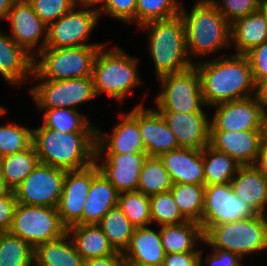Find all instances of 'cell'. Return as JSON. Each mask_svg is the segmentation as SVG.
<instances>
[{"instance_id": "obj_1", "label": "cell", "mask_w": 267, "mask_h": 266, "mask_svg": "<svg viewBox=\"0 0 267 266\" xmlns=\"http://www.w3.org/2000/svg\"><path fill=\"white\" fill-rule=\"evenodd\" d=\"M202 97L206 106L251 97L257 94V85L247 57L235 54L229 58L196 63ZM252 90V91H251ZM250 95V96H249Z\"/></svg>"}, {"instance_id": "obj_2", "label": "cell", "mask_w": 267, "mask_h": 266, "mask_svg": "<svg viewBox=\"0 0 267 266\" xmlns=\"http://www.w3.org/2000/svg\"><path fill=\"white\" fill-rule=\"evenodd\" d=\"M32 145L39 162L78 170L94 163L96 132L64 133L42 126L32 129Z\"/></svg>"}, {"instance_id": "obj_3", "label": "cell", "mask_w": 267, "mask_h": 266, "mask_svg": "<svg viewBox=\"0 0 267 266\" xmlns=\"http://www.w3.org/2000/svg\"><path fill=\"white\" fill-rule=\"evenodd\" d=\"M188 53L205 56L230 47L231 24L210 0H198L188 14L181 7Z\"/></svg>"}, {"instance_id": "obj_4", "label": "cell", "mask_w": 267, "mask_h": 266, "mask_svg": "<svg viewBox=\"0 0 267 266\" xmlns=\"http://www.w3.org/2000/svg\"><path fill=\"white\" fill-rule=\"evenodd\" d=\"M139 27L148 28L150 31L148 33L149 50L157 79L194 66V63L188 59L186 30L180 14L166 20L149 21Z\"/></svg>"}, {"instance_id": "obj_5", "label": "cell", "mask_w": 267, "mask_h": 266, "mask_svg": "<svg viewBox=\"0 0 267 266\" xmlns=\"http://www.w3.org/2000/svg\"><path fill=\"white\" fill-rule=\"evenodd\" d=\"M102 46L98 51L92 70L96 96L103 92L113 99L123 101L126 95L140 83L137 74V58L127 56L117 46L106 51Z\"/></svg>"}, {"instance_id": "obj_6", "label": "cell", "mask_w": 267, "mask_h": 266, "mask_svg": "<svg viewBox=\"0 0 267 266\" xmlns=\"http://www.w3.org/2000/svg\"><path fill=\"white\" fill-rule=\"evenodd\" d=\"M212 248L231 251L243 258L267 250V215L255 216L211 226L204 241Z\"/></svg>"}, {"instance_id": "obj_7", "label": "cell", "mask_w": 267, "mask_h": 266, "mask_svg": "<svg viewBox=\"0 0 267 266\" xmlns=\"http://www.w3.org/2000/svg\"><path fill=\"white\" fill-rule=\"evenodd\" d=\"M103 45L44 48L34 57L33 78L67 80L92 76L96 55Z\"/></svg>"}, {"instance_id": "obj_8", "label": "cell", "mask_w": 267, "mask_h": 266, "mask_svg": "<svg viewBox=\"0 0 267 266\" xmlns=\"http://www.w3.org/2000/svg\"><path fill=\"white\" fill-rule=\"evenodd\" d=\"M9 232L35 249L62 237L67 233V227L61 222L57 208L18 203Z\"/></svg>"}, {"instance_id": "obj_9", "label": "cell", "mask_w": 267, "mask_h": 266, "mask_svg": "<svg viewBox=\"0 0 267 266\" xmlns=\"http://www.w3.org/2000/svg\"><path fill=\"white\" fill-rule=\"evenodd\" d=\"M157 80L162 86L161 93L155 98L158 111L203 112L205 103L200 75L195 66L182 72L161 76Z\"/></svg>"}, {"instance_id": "obj_10", "label": "cell", "mask_w": 267, "mask_h": 266, "mask_svg": "<svg viewBox=\"0 0 267 266\" xmlns=\"http://www.w3.org/2000/svg\"><path fill=\"white\" fill-rule=\"evenodd\" d=\"M66 170L39 162L13 192L18 203L56 208Z\"/></svg>"}, {"instance_id": "obj_11", "label": "cell", "mask_w": 267, "mask_h": 266, "mask_svg": "<svg viewBox=\"0 0 267 266\" xmlns=\"http://www.w3.org/2000/svg\"><path fill=\"white\" fill-rule=\"evenodd\" d=\"M257 215L253 208L237 196L231 183L205 185L201 228L205 233L211 226Z\"/></svg>"}, {"instance_id": "obj_12", "label": "cell", "mask_w": 267, "mask_h": 266, "mask_svg": "<svg viewBox=\"0 0 267 266\" xmlns=\"http://www.w3.org/2000/svg\"><path fill=\"white\" fill-rule=\"evenodd\" d=\"M40 108H68L96 97L92 76L67 80L41 79L38 85L30 89Z\"/></svg>"}, {"instance_id": "obj_13", "label": "cell", "mask_w": 267, "mask_h": 266, "mask_svg": "<svg viewBox=\"0 0 267 266\" xmlns=\"http://www.w3.org/2000/svg\"><path fill=\"white\" fill-rule=\"evenodd\" d=\"M75 5L57 21L47 26V40L45 48H66L100 44H87L88 37L96 26L100 17L94 9L76 10Z\"/></svg>"}, {"instance_id": "obj_14", "label": "cell", "mask_w": 267, "mask_h": 266, "mask_svg": "<svg viewBox=\"0 0 267 266\" xmlns=\"http://www.w3.org/2000/svg\"><path fill=\"white\" fill-rule=\"evenodd\" d=\"M215 115L210 131H248L262 129L263 107L256 95L212 106Z\"/></svg>"}, {"instance_id": "obj_15", "label": "cell", "mask_w": 267, "mask_h": 266, "mask_svg": "<svg viewBox=\"0 0 267 266\" xmlns=\"http://www.w3.org/2000/svg\"><path fill=\"white\" fill-rule=\"evenodd\" d=\"M92 181L93 163L82 169L66 170L63 191L56 208L67 228L82 224V212Z\"/></svg>"}, {"instance_id": "obj_16", "label": "cell", "mask_w": 267, "mask_h": 266, "mask_svg": "<svg viewBox=\"0 0 267 266\" xmlns=\"http://www.w3.org/2000/svg\"><path fill=\"white\" fill-rule=\"evenodd\" d=\"M122 121L111 135L96 129V149L94 161L104 153L126 154L127 152H145L142 135L138 128V105L128 114H120Z\"/></svg>"}, {"instance_id": "obj_17", "label": "cell", "mask_w": 267, "mask_h": 266, "mask_svg": "<svg viewBox=\"0 0 267 266\" xmlns=\"http://www.w3.org/2000/svg\"><path fill=\"white\" fill-rule=\"evenodd\" d=\"M5 20L10 22L11 35L18 45L22 46L29 54L36 57L31 51L39 43L43 33V43L38 52L45 48L47 40V25L34 12L28 0H15Z\"/></svg>"}, {"instance_id": "obj_18", "label": "cell", "mask_w": 267, "mask_h": 266, "mask_svg": "<svg viewBox=\"0 0 267 266\" xmlns=\"http://www.w3.org/2000/svg\"><path fill=\"white\" fill-rule=\"evenodd\" d=\"M102 164H97L99 172L116 188L118 193L137 191L140 172L148 158L146 152L126 154L105 153Z\"/></svg>"}, {"instance_id": "obj_19", "label": "cell", "mask_w": 267, "mask_h": 266, "mask_svg": "<svg viewBox=\"0 0 267 266\" xmlns=\"http://www.w3.org/2000/svg\"><path fill=\"white\" fill-rule=\"evenodd\" d=\"M181 148L203 149L209 144L210 121L204 112L159 111Z\"/></svg>"}, {"instance_id": "obj_20", "label": "cell", "mask_w": 267, "mask_h": 266, "mask_svg": "<svg viewBox=\"0 0 267 266\" xmlns=\"http://www.w3.org/2000/svg\"><path fill=\"white\" fill-rule=\"evenodd\" d=\"M262 143L261 130L210 131L209 145L241 166L254 165Z\"/></svg>"}, {"instance_id": "obj_21", "label": "cell", "mask_w": 267, "mask_h": 266, "mask_svg": "<svg viewBox=\"0 0 267 266\" xmlns=\"http://www.w3.org/2000/svg\"><path fill=\"white\" fill-rule=\"evenodd\" d=\"M138 128L148 156L159 157L165 152L180 148L174 133L158 110L145 109L139 104Z\"/></svg>"}, {"instance_id": "obj_22", "label": "cell", "mask_w": 267, "mask_h": 266, "mask_svg": "<svg viewBox=\"0 0 267 266\" xmlns=\"http://www.w3.org/2000/svg\"><path fill=\"white\" fill-rule=\"evenodd\" d=\"M175 183L205 185L203 149L177 148L159 156Z\"/></svg>"}, {"instance_id": "obj_23", "label": "cell", "mask_w": 267, "mask_h": 266, "mask_svg": "<svg viewBox=\"0 0 267 266\" xmlns=\"http://www.w3.org/2000/svg\"><path fill=\"white\" fill-rule=\"evenodd\" d=\"M118 194L94 162L93 181L85 200L82 224H97L111 208L117 206Z\"/></svg>"}, {"instance_id": "obj_24", "label": "cell", "mask_w": 267, "mask_h": 266, "mask_svg": "<svg viewBox=\"0 0 267 266\" xmlns=\"http://www.w3.org/2000/svg\"><path fill=\"white\" fill-rule=\"evenodd\" d=\"M34 57L9 35L0 31V75L13 85H20L33 74Z\"/></svg>"}, {"instance_id": "obj_25", "label": "cell", "mask_w": 267, "mask_h": 266, "mask_svg": "<svg viewBox=\"0 0 267 266\" xmlns=\"http://www.w3.org/2000/svg\"><path fill=\"white\" fill-rule=\"evenodd\" d=\"M230 183L234 193L257 214L266 215L267 178L254 165L240 166Z\"/></svg>"}, {"instance_id": "obj_26", "label": "cell", "mask_w": 267, "mask_h": 266, "mask_svg": "<svg viewBox=\"0 0 267 266\" xmlns=\"http://www.w3.org/2000/svg\"><path fill=\"white\" fill-rule=\"evenodd\" d=\"M123 255L125 260L162 266L166 252L161 243L160 229L157 232L148 226L135 228Z\"/></svg>"}, {"instance_id": "obj_27", "label": "cell", "mask_w": 267, "mask_h": 266, "mask_svg": "<svg viewBox=\"0 0 267 266\" xmlns=\"http://www.w3.org/2000/svg\"><path fill=\"white\" fill-rule=\"evenodd\" d=\"M70 241L85 261L90 258L113 255L116 251L97 224H79L67 228Z\"/></svg>"}, {"instance_id": "obj_28", "label": "cell", "mask_w": 267, "mask_h": 266, "mask_svg": "<svg viewBox=\"0 0 267 266\" xmlns=\"http://www.w3.org/2000/svg\"><path fill=\"white\" fill-rule=\"evenodd\" d=\"M70 236L42 243L35 248L34 266H84V260L75 249ZM68 241V242H67Z\"/></svg>"}, {"instance_id": "obj_29", "label": "cell", "mask_w": 267, "mask_h": 266, "mask_svg": "<svg viewBox=\"0 0 267 266\" xmlns=\"http://www.w3.org/2000/svg\"><path fill=\"white\" fill-rule=\"evenodd\" d=\"M267 40V25L259 11L240 18L231 24V46L236 54H246Z\"/></svg>"}, {"instance_id": "obj_30", "label": "cell", "mask_w": 267, "mask_h": 266, "mask_svg": "<svg viewBox=\"0 0 267 266\" xmlns=\"http://www.w3.org/2000/svg\"><path fill=\"white\" fill-rule=\"evenodd\" d=\"M160 235L166 254L200 251L195 249V241H204L200 223L192 220L176 225H162Z\"/></svg>"}, {"instance_id": "obj_31", "label": "cell", "mask_w": 267, "mask_h": 266, "mask_svg": "<svg viewBox=\"0 0 267 266\" xmlns=\"http://www.w3.org/2000/svg\"><path fill=\"white\" fill-rule=\"evenodd\" d=\"M38 163V155L32 144L26 150L1 157L0 166L6 186L13 191Z\"/></svg>"}, {"instance_id": "obj_32", "label": "cell", "mask_w": 267, "mask_h": 266, "mask_svg": "<svg viewBox=\"0 0 267 266\" xmlns=\"http://www.w3.org/2000/svg\"><path fill=\"white\" fill-rule=\"evenodd\" d=\"M205 185L230 183L241 166L228 154L209 144L203 148Z\"/></svg>"}, {"instance_id": "obj_33", "label": "cell", "mask_w": 267, "mask_h": 266, "mask_svg": "<svg viewBox=\"0 0 267 266\" xmlns=\"http://www.w3.org/2000/svg\"><path fill=\"white\" fill-rule=\"evenodd\" d=\"M97 225L107 236L114 250L123 253L135 229L123 211L118 206L111 208Z\"/></svg>"}, {"instance_id": "obj_34", "label": "cell", "mask_w": 267, "mask_h": 266, "mask_svg": "<svg viewBox=\"0 0 267 266\" xmlns=\"http://www.w3.org/2000/svg\"><path fill=\"white\" fill-rule=\"evenodd\" d=\"M170 192L182 215L187 220L201 223L205 185L175 183Z\"/></svg>"}, {"instance_id": "obj_35", "label": "cell", "mask_w": 267, "mask_h": 266, "mask_svg": "<svg viewBox=\"0 0 267 266\" xmlns=\"http://www.w3.org/2000/svg\"><path fill=\"white\" fill-rule=\"evenodd\" d=\"M174 182L159 157L148 156L140 172L137 191L147 196L171 191Z\"/></svg>"}, {"instance_id": "obj_36", "label": "cell", "mask_w": 267, "mask_h": 266, "mask_svg": "<svg viewBox=\"0 0 267 266\" xmlns=\"http://www.w3.org/2000/svg\"><path fill=\"white\" fill-rule=\"evenodd\" d=\"M45 112L43 126L64 133L96 132V127L75 109L40 108Z\"/></svg>"}, {"instance_id": "obj_37", "label": "cell", "mask_w": 267, "mask_h": 266, "mask_svg": "<svg viewBox=\"0 0 267 266\" xmlns=\"http://www.w3.org/2000/svg\"><path fill=\"white\" fill-rule=\"evenodd\" d=\"M35 249L10 232L0 233V266H32Z\"/></svg>"}, {"instance_id": "obj_38", "label": "cell", "mask_w": 267, "mask_h": 266, "mask_svg": "<svg viewBox=\"0 0 267 266\" xmlns=\"http://www.w3.org/2000/svg\"><path fill=\"white\" fill-rule=\"evenodd\" d=\"M117 206L135 227H145L151 223L150 198L140 191L118 194Z\"/></svg>"}, {"instance_id": "obj_39", "label": "cell", "mask_w": 267, "mask_h": 266, "mask_svg": "<svg viewBox=\"0 0 267 266\" xmlns=\"http://www.w3.org/2000/svg\"><path fill=\"white\" fill-rule=\"evenodd\" d=\"M177 0H136L135 22L138 26L153 20H166L180 14Z\"/></svg>"}, {"instance_id": "obj_40", "label": "cell", "mask_w": 267, "mask_h": 266, "mask_svg": "<svg viewBox=\"0 0 267 266\" xmlns=\"http://www.w3.org/2000/svg\"><path fill=\"white\" fill-rule=\"evenodd\" d=\"M150 198L151 223L176 225L187 221L182 215L170 191L154 194Z\"/></svg>"}, {"instance_id": "obj_41", "label": "cell", "mask_w": 267, "mask_h": 266, "mask_svg": "<svg viewBox=\"0 0 267 266\" xmlns=\"http://www.w3.org/2000/svg\"><path fill=\"white\" fill-rule=\"evenodd\" d=\"M31 144V129L16 123L0 126V158L26 150Z\"/></svg>"}, {"instance_id": "obj_42", "label": "cell", "mask_w": 267, "mask_h": 266, "mask_svg": "<svg viewBox=\"0 0 267 266\" xmlns=\"http://www.w3.org/2000/svg\"><path fill=\"white\" fill-rule=\"evenodd\" d=\"M34 12L48 26L70 11L76 0H28Z\"/></svg>"}, {"instance_id": "obj_43", "label": "cell", "mask_w": 267, "mask_h": 266, "mask_svg": "<svg viewBox=\"0 0 267 266\" xmlns=\"http://www.w3.org/2000/svg\"><path fill=\"white\" fill-rule=\"evenodd\" d=\"M232 24L236 20L258 11L261 0H210Z\"/></svg>"}, {"instance_id": "obj_44", "label": "cell", "mask_w": 267, "mask_h": 266, "mask_svg": "<svg viewBox=\"0 0 267 266\" xmlns=\"http://www.w3.org/2000/svg\"><path fill=\"white\" fill-rule=\"evenodd\" d=\"M250 64L256 85L267 79V40L244 54Z\"/></svg>"}, {"instance_id": "obj_45", "label": "cell", "mask_w": 267, "mask_h": 266, "mask_svg": "<svg viewBox=\"0 0 267 266\" xmlns=\"http://www.w3.org/2000/svg\"><path fill=\"white\" fill-rule=\"evenodd\" d=\"M136 0H106L105 8L100 12L107 13L122 22H135Z\"/></svg>"}, {"instance_id": "obj_46", "label": "cell", "mask_w": 267, "mask_h": 266, "mask_svg": "<svg viewBox=\"0 0 267 266\" xmlns=\"http://www.w3.org/2000/svg\"><path fill=\"white\" fill-rule=\"evenodd\" d=\"M17 204L13 191L0 197V232H9Z\"/></svg>"}, {"instance_id": "obj_47", "label": "cell", "mask_w": 267, "mask_h": 266, "mask_svg": "<svg viewBox=\"0 0 267 266\" xmlns=\"http://www.w3.org/2000/svg\"><path fill=\"white\" fill-rule=\"evenodd\" d=\"M213 250L214 253L205 258V263L209 266H242L243 263L240 264L242 258L236 253L218 248H213ZM202 264V252L200 251L199 266H202Z\"/></svg>"}, {"instance_id": "obj_48", "label": "cell", "mask_w": 267, "mask_h": 266, "mask_svg": "<svg viewBox=\"0 0 267 266\" xmlns=\"http://www.w3.org/2000/svg\"><path fill=\"white\" fill-rule=\"evenodd\" d=\"M200 251L166 254L162 266H199Z\"/></svg>"}, {"instance_id": "obj_49", "label": "cell", "mask_w": 267, "mask_h": 266, "mask_svg": "<svg viewBox=\"0 0 267 266\" xmlns=\"http://www.w3.org/2000/svg\"><path fill=\"white\" fill-rule=\"evenodd\" d=\"M125 257L121 252L105 257L90 258L84 261V266H125Z\"/></svg>"}, {"instance_id": "obj_50", "label": "cell", "mask_w": 267, "mask_h": 266, "mask_svg": "<svg viewBox=\"0 0 267 266\" xmlns=\"http://www.w3.org/2000/svg\"><path fill=\"white\" fill-rule=\"evenodd\" d=\"M254 166L267 178V142L262 141Z\"/></svg>"}, {"instance_id": "obj_51", "label": "cell", "mask_w": 267, "mask_h": 266, "mask_svg": "<svg viewBox=\"0 0 267 266\" xmlns=\"http://www.w3.org/2000/svg\"><path fill=\"white\" fill-rule=\"evenodd\" d=\"M263 110H267V79L257 85V94Z\"/></svg>"}, {"instance_id": "obj_52", "label": "cell", "mask_w": 267, "mask_h": 266, "mask_svg": "<svg viewBox=\"0 0 267 266\" xmlns=\"http://www.w3.org/2000/svg\"><path fill=\"white\" fill-rule=\"evenodd\" d=\"M81 3V7L89 8L94 5H102L101 8H97L96 11L100 14V12L105 8L106 0H76V4ZM88 6V7H87Z\"/></svg>"}, {"instance_id": "obj_53", "label": "cell", "mask_w": 267, "mask_h": 266, "mask_svg": "<svg viewBox=\"0 0 267 266\" xmlns=\"http://www.w3.org/2000/svg\"><path fill=\"white\" fill-rule=\"evenodd\" d=\"M15 0H0V18L6 19L9 10L12 8Z\"/></svg>"}, {"instance_id": "obj_54", "label": "cell", "mask_w": 267, "mask_h": 266, "mask_svg": "<svg viewBox=\"0 0 267 266\" xmlns=\"http://www.w3.org/2000/svg\"><path fill=\"white\" fill-rule=\"evenodd\" d=\"M261 131H262V141L267 142V110L263 111Z\"/></svg>"}, {"instance_id": "obj_55", "label": "cell", "mask_w": 267, "mask_h": 266, "mask_svg": "<svg viewBox=\"0 0 267 266\" xmlns=\"http://www.w3.org/2000/svg\"><path fill=\"white\" fill-rule=\"evenodd\" d=\"M11 190L6 186L0 166V197L8 194Z\"/></svg>"}, {"instance_id": "obj_56", "label": "cell", "mask_w": 267, "mask_h": 266, "mask_svg": "<svg viewBox=\"0 0 267 266\" xmlns=\"http://www.w3.org/2000/svg\"><path fill=\"white\" fill-rule=\"evenodd\" d=\"M258 11L261 13L265 24L267 25V0H261Z\"/></svg>"}, {"instance_id": "obj_57", "label": "cell", "mask_w": 267, "mask_h": 266, "mask_svg": "<svg viewBox=\"0 0 267 266\" xmlns=\"http://www.w3.org/2000/svg\"><path fill=\"white\" fill-rule=\"evenodd\" d=\"M125 266H154L151 264H144V263H140L134 260H126L125 261Z\"/></svg>"}, {"instance_id": "obj_58", "label": "cell", "mask_w": 267, "mask_h": 266, "mask_svg": "<svg viewBox=\"0 0 267 266\" xmlns=\"http://www.w3.org/2000/svg\"><path fill=\"white\" fill-rule=\"evenodd\" d=\"M6 108L0 106V115H2L3 113H6L7 110H5Z\"/></svg>"}]
</instances>
